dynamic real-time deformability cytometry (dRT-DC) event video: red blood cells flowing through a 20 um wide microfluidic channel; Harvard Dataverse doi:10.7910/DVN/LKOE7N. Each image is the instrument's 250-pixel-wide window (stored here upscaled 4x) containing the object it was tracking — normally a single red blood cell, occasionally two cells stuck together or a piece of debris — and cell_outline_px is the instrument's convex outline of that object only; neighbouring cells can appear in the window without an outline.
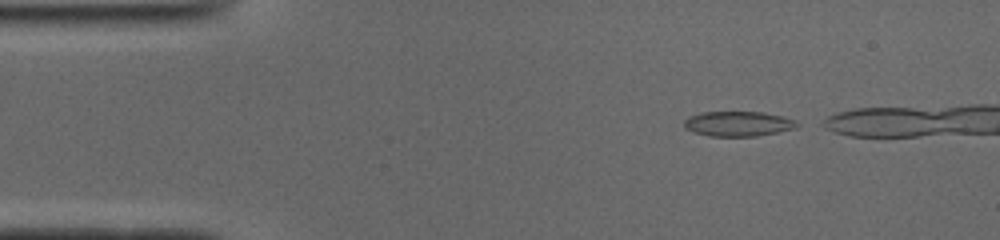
{"species": "common noctule bat (a hibernating species)", "species_latin": "Nyctalus noctula", "temperature_condition": "cold", "stored_images_in_passage": 36, "camera_frame_rate_fps": 3000, "um_per_image_px": 0.085, "animal": {"sex": "male", "body_mass_g": 19.0, "forearm_length_mm": 50.8}, "frame": {"image": 1, "passage_image": 2, "time_ms": 0.333, "image_size_px": [1000, 240], "cell_outline_px": [[804, 124], [796, 128], [756, 136], [708, 136], [684, 128], [684, 120], [688, 116], [704, 112], [764, 112], [796, 120]], "centroid_in_image_um": [62.78, 10.52], "position_along_channel_um": 22.2, "area_um2": 16.47}}
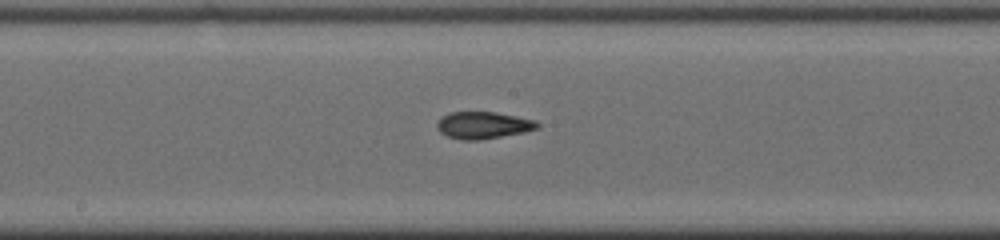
{"frame": {"image": 2, "passage_image": 21, "time_ms": 6.667, "image_size_px": [1000, 240], "cell_outline_px": [[540, 128], [524, 132], [480, 140], [460, 140], [448, 136], [440, 132], [436, 128], [436, 124], [440, 116], [452, 112], [496, 112], [536, 120], [540, 124]], "centroid_in_image_um": [41.07, 10.64], "position_along_channel_um": 207.1, "area_um2": 15.95}}
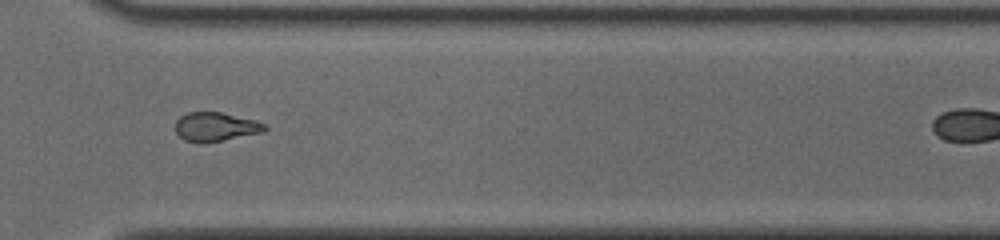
{"frame": {"image": 3, "passage_image": 32, "time_ms": 10.333, "image_size_px": [1000, 240], "cell_outline_px": [[268, 128], [264, 132], [204, 144], [200, 144], [184, 140], [176, 132], [176, 120], [180, 116], [188, 112], [220, 112], [256, 120], [268, 124]], "centroid_in_image_um": [18.35, 10.79], "position_along_channel_um": 352.2, "area_um2": 15.37}}